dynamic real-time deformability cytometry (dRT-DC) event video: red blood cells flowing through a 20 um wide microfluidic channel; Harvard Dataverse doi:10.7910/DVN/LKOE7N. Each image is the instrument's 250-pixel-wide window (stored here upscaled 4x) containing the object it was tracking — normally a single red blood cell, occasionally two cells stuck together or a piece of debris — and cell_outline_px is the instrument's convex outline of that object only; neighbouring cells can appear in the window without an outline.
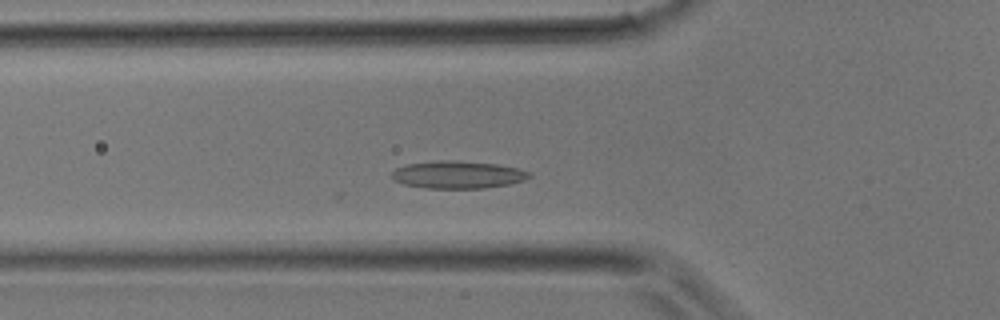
{"species": "common noctule bat (a hibernating species)", "species_latin": "Nyctalus noctula", "temperature_condition": "room temperature", "stored_images_in_passage": 27, "camera_frame_rate_fps": 3000, "um_per_image_px": 0.085, "animal": {"sex": "male", "body_mass_g": 17.9}, "frame": {"image": 1, "passage_image": 8, "time_ms": 2.333, "image_size_px": [1000, 320], "cell_outline_px": [[532, 176], [524, 180], [508, 184], [484, 188], [424, 188], [404, 184], [396, 180], [392, 176], [392, 172], [396, 168], [408, 164], [440, 160], [456, 160], [496, 164], [516, 168], [532, 172]], "centroid_in_image_um": [38.94, 14.84], "position_along_channel_um": 86.9, "area_um2": 21.91}}
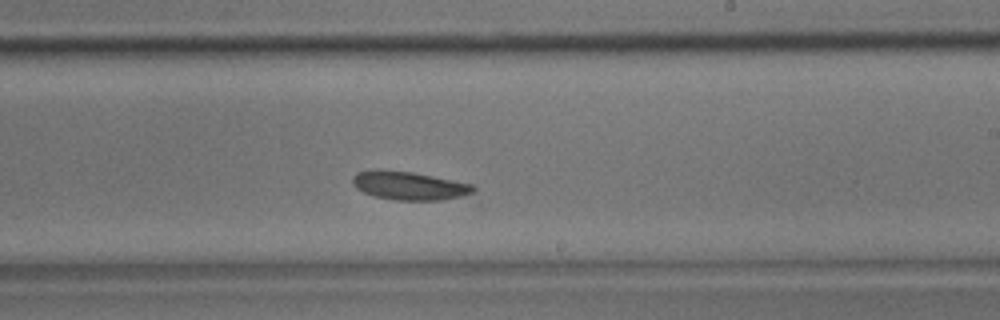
{"frame": {"image": 2, "passage_image": 17, "time_ms": 5.333, "image_size_px": [1000, 320], "cell_outline_px": [[476, 188], [472, 196], [440, 200], [392, 200], [376, 196], [364, 192], [356, 188], [352, 184], [352, 176], [356, 172], [376, 168], [412, 172], [472, 184]], "centroid_in_image_um": [34.79, 15.78], "position_along_channel_um": 254.2, "area_um2": 20.4}}
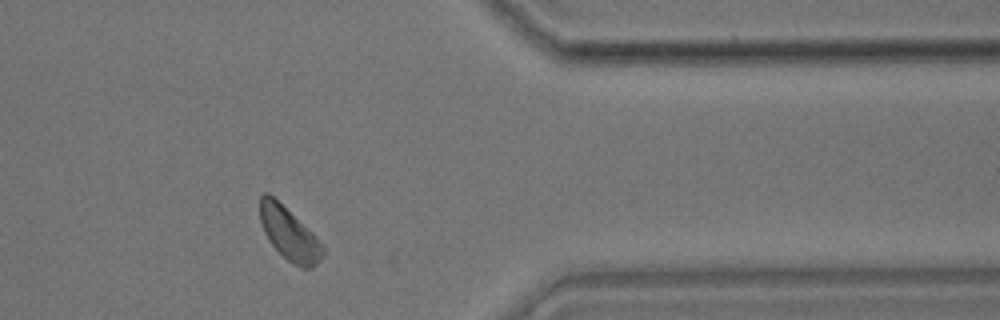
{"frame": {"image": 3, "passage_image": 25, "time_ms": 8.0, "image_size_px": [1000, 320], "cell_outline_px": [[324, 256], [312, 268], [304, 268], [292, 264], [268, 240], [264, 232], [260, 220], [260, 196], [264, 192], [268, 192], [312, 232], [324, 244]], "centroid_in_image_um": [24.6, 19.88], "position_along_channel_um": 386.8, "area_um2": 19.13}}